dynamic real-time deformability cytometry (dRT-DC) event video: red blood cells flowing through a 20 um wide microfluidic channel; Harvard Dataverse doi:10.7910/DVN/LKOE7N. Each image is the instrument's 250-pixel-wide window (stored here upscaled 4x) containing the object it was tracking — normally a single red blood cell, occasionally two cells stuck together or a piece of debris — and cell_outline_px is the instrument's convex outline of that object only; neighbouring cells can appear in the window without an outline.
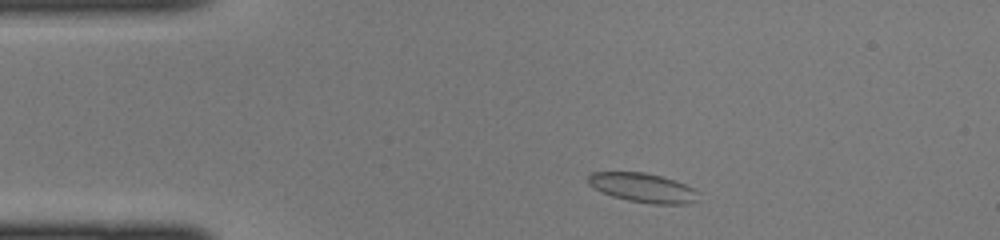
{"species": "common noctule bat (a hibernating species)", "species_latin": "Nyctalus noctula", "temperature_condition": "cold", "stored_images_in_passage": 39, "camera_frame_rate_fps": 3000, "um_per_image_px": 0.085, "animal": {"sex": "female", "body_mass_g": 22.0, "forearm_length_mm": 56.7}, "frame": {"image": 1, "passage_image": 3, "time_ms": 0.667, "image_size_px": [1000, 240], "cell_outline_px": [[700, 192], [696, 200], [688, 204], [652, 204], [628, 200], [612, 196], [588, 184], [588, 176], [592, 172], [644, 172], [660, 176], [684, 184]], "centroid_in_image_um": [54.66, 15.96], "position_along_channel_um": 30.3, "area_um2": 18.55}}
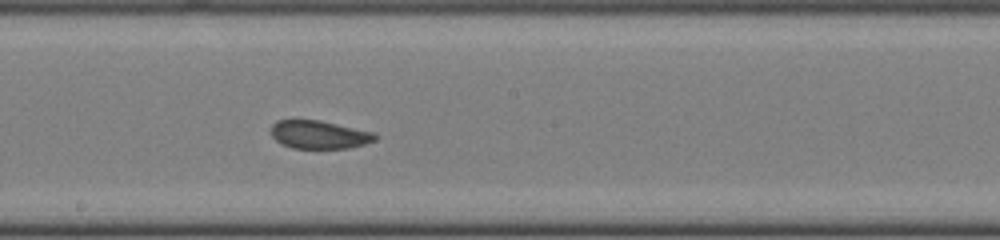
{"frame": {"image": 2, "passage_image": 19, "time_ms": 6.0, "image_size_px": [1000, 240], "cell_outline_px": [[376, 140], [364, 144], [348, 148], [292, 148], [276, 140], [272, 136], [272, 124], [276, 120], [320, 120], [372, 132], [376, 136]], "centroid_in_image_um": [27.11, 11.44], "position_along_channel_um": 221.1, "area_um2": 16.82}}
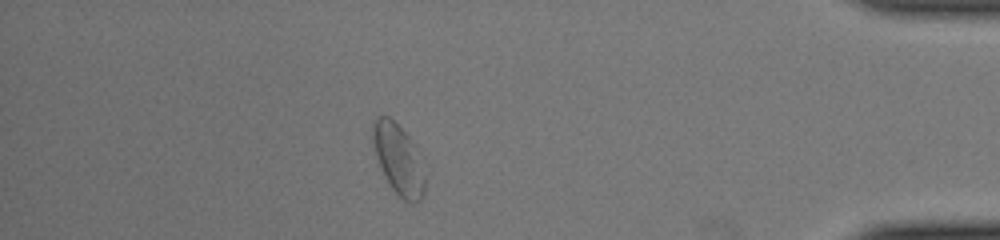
{"frame": {"image": 3, "passage_image": 34, "time_ms": 11.0, "image_size_px": [1000, 240], "cell_outline_px": [[428, 172], [424, 196], [416, 204], [412, 204], [404, 200], [388, 184], [384, 176], [376, 156], [372, 140], [372, 124], [376, 116], [388, 116], [408, 136]], "centroid_in_image_um": [33.91, 13.61], "position_along_channel_um": 401.3, "area_um2": 21.73}}